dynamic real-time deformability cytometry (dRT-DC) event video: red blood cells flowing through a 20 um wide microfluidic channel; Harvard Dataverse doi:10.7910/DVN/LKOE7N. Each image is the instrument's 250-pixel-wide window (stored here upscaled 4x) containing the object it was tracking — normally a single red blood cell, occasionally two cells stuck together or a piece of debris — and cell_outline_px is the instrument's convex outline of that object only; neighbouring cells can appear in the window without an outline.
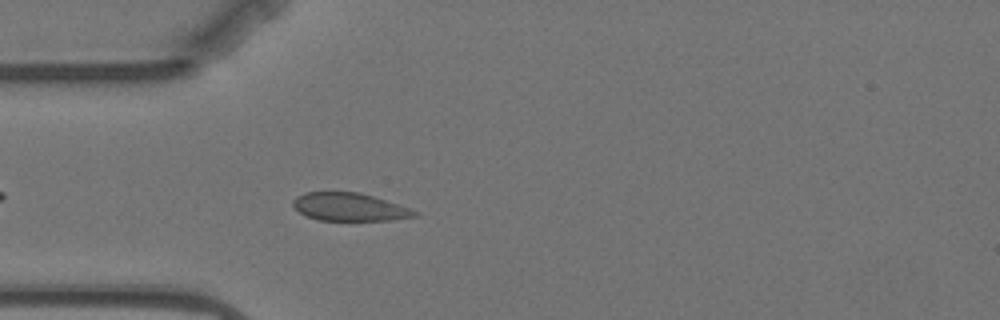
{"species": "Egyptian fruit bat (a non-hibernating species)", "species_latin": "Rousettus aegyptiacus", "temperature_condition": "warm", "stored_images_in_passage": 4, "camera_frame_rate_fps": 3000, "um_per_image_px": 0.085, "animal": {"sex": "female"}, "frame": {"image": 1, "passage_image": 4, "time_ms": 3.667, "image_size_px": [1000, 320], "cell_outline_px": [[420, 216], [388, 220], [320, 220], [308, 216], [300, 212], [292, 204], [292, 200], [296, 196], [304, 192], [360, 192], [408, 208], [416, 212]], "centroid_in_image_um": [29.66, 17.59], "position_along_channel_um": 55.3, "area_um2": 19.48}}